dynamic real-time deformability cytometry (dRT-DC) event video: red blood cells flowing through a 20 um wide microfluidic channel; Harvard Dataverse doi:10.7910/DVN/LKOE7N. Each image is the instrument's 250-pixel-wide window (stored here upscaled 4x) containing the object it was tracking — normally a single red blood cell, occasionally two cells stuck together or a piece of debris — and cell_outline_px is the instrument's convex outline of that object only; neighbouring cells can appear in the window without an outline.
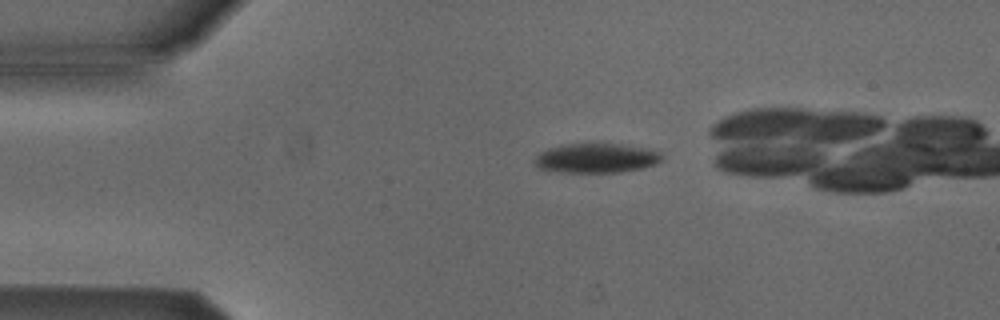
{"species": "Egyptian fruit bat (a non-hibernating species)", "species_latin": "Rousettus aegyptiacus", "temperature_condition": "cold", "stored_images_in_passage": 4, "camera_frame_rate_fps": 3000, "um_per_image_px": 0.085, "animal": {"sex": "male"}, "frame": {"image": 1, "passage_image": 2, "time_ms": 1.0, "image_size_px": [1000, 320], "cell_outline_px": [[664, 160], [656, 164], [644, 168], [620, 172], [556, 172], [540, 168], [532, 160], [540, 152], [548, 148], [568, 144], [620, 144], [648, 148], [660, 152], [664, 156]], "centroid_in_image_um": [50.73, 13.44], "position_along_channel_um": 34.3, "area_um2": 22.02}}